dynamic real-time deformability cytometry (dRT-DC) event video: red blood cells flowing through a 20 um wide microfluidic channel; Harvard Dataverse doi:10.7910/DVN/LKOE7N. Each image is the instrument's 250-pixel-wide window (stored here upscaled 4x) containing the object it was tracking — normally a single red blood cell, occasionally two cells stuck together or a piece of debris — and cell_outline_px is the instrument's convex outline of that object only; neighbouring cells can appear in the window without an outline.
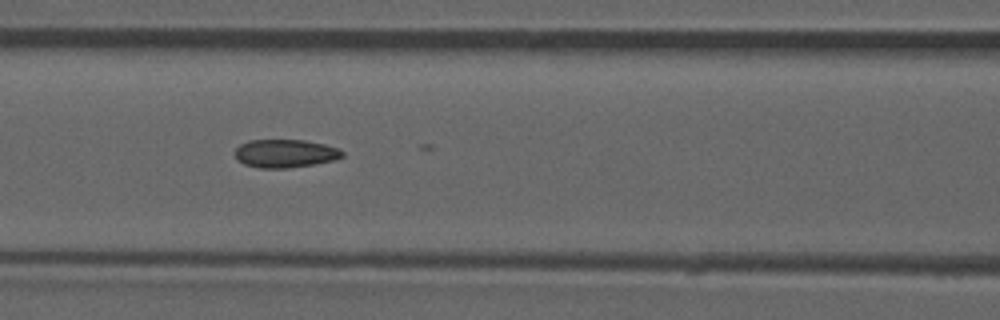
{"species": "common noctule bat (a hibernating species)", "species_latin": "Nyctalus noctula", "temperature_condition": "room temperature", "stored_images_in_passage": 37, "camera_frame_rate_fps": 3000, "um_per_image_px": 0.085, "animal": {"sex": "male", "forearm_length_mm": 52.5}, "frame": {"image": 1, "passage_image": 22, "time_ms": 7.0, "image_size_px": [1000, 320], "cell_outline_px": [[344, 156], [336, 160], [316, 164], [284, 168], [260, 168], [244, 164], [236, 160], [236, 148], [240, 144], [248, 140], [304, 140], [324, 144], [340, 148], [344, 152]], "centroid_in_image_um": [24.27, 13.04], "position_along_channel_um": 142.3, "area_um2": 17.8}}